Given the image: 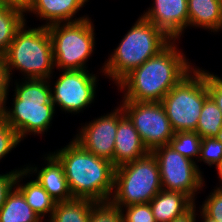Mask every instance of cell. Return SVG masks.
<instances>
[{"label": "cell", "instance_id": "obj_1", "mask_svg": "<svg viewBox=\"0 0 222 222\" xmlns=\"http://www.w3.org/2000/svg\"><path fill=\"white\" fill-rule=\"evenodd\" d=\"M175 42L177 43L171 41L116 85L124 94L122 100L161 102L164 96L196 67L188 61Z\"/></svg>", "mask_w": 222, "mask_h": 222}, {"label": "cell", "instance_id": "obj_2", "mask_svg": "<svg viewBox=\"0 0 222 222\" xmlns=\"http://www.w3.org/2000/svg\"><path fill=\"white\" fill-rule=\"evenodd\" d=\"M65 146L52 153L64 167L72 197L94 202L109 201L114 190L115 167L112 162L88 152L73 139Z\"/></svg>", "mask_w": 222, "mask_h": 222}, {"label": "cell", "instance_id": "obj_3", "mask_svg": "<svg viewBox=\"0 0 222 222\" xmlns=\"http://www.w3.org/2000/svg\"><path fill=\"white\" fill-rule=\"evenodd\" d=\"M21 80L16 79L14 83L13 108L5 106L4 118L23 141L28 135L47 133L56 109L51 96V78Z\"/></svg>", "mask_w": 222, "mask_h": 222}, {"label": "cell", "instance_id": "obj_4", "mask_svg": "<svg viewBox=\"0 0 222 222\" xmlns=\"http://www.w3.org/2000/svg\"><path fill=\"white\" fill-rule=\"evenodd\" d=\"M172 40L150 21L139 16L118 46L109 54L100 73L117 85L133 69L163 50Z\"/></svg>", "mask_w": 222, "mask_h": 222}, {"label": "cell", "instance_id": "obj_5", "mask_svg": "<svg viewBox=\"0 0 222 222\" xmlns=\"http://www.w3.org/2000/svg\"><path fill=\"white\" fill-rule=\"evenodd\" d=\"M26 25L27 21L16 31L4 55L9 86H13L14 69L20 71L22 79H49L55 69L48 28L44 25L29 28Z\"/></svg>", "mask_w": 222, "mask_h": 222}, {"label": "cell", "instance_id": "obj_6", "mask_svg": "<svg viewBox=\"0 0 222 222\" xmlns=\"http://www.w3.org/2000/svg\"><path fill=\"white\" fill-rule=\"evenodd\" d=\"M162 190L159 165L152 152L115 168L114 190L109 200L125 207L149 203Z\"/></svg>", "mask_w": 222, "mask_h": 222}, {"label": "cell", "instance_id": "obj_7", "mask_svg": "<svg viewBox=\"0 0 222 222\" xmlns=\"http://www.w3.org/2000/svg\"><path fill=\"white\" fill-rule=\"evenodd\" d=\"M208 97L207 70L196 66L161 101L173 131H196Z\"/></svg>", "mask_w": 222, "mask_h": 222}, {"label": "cell", "instance_id": "obj_8", "mask_svg": "<svg viewBox=\"0 0 222 222\" xmlns=\"http://www.w3.org/2000/svg\"><path fill=\"white\" fill-rule=\"evenodd\" d=\"M95 25L91 17L47 26L52 42L55 68L88 70L86 66L95 49Z\"/></svg>", "mask_w": 222, "mask_h": 222}, {"label": "cell", "instance_id": "obj_9", "mask_svg": "<svg viewBox=\"0 0 222 222\" xmlns=\"http://www.w3.org/2000/svg\"><path fill=\"white\" fill-rule=\"evenodd\" d=\"M151 152L159 165L162 189L184 193L196 203L197 193L205 186L199 165L170 145L159 146Z\"/></svg>", "mask_w": 222, "mask_h": 222}, {"label": "cell", "instance_id": "obj_10", "mask_svg": "<svg viewBox=\"0 0 222 222\" xmlns=\"http://www.w3.org/2000/svg\"><path fill=\"white\" fill-rule=\"evenodd\" d=\"M120 103L150 152L159 146L169 145L175 132L161 102L122 100Z\"/></svg>", "mask_w": 222, "mask_h": 222}, {"label": "cell", "instance_id": "obj_11", "mask_svg": "<svg viewBox=\"0 0 222 222\" xmlns=\"http://www.w3.org/2000/svg\"><path fill=\"white\" fill-rule=\"evenodd\" d=\"M89 70H62L51 84L52 102L63 112L77 114L94 103L98 77Z\"/></svg>", "mask_w": 222, "mask_h": 222}, {"label": "cell", "instance_id": "obj_12", "mask_svg": "<svg viewBox=\"0 0 222 222\" xmlns=\"http://www.w3.org/2000/svg\"><path fill=\"white\" fill-rule=\"evenodd\" d=\"M119 105L108 114L86 122L72 139L88 152L107 159L114 166V145L118 121L124 116Z\"/></svg>", "mask_w": 222, "mask_h": 222}, {"label": "cell", "instance_id": "obj_13", "mask_svg": "<svg viewBox=\"0 0 222 222\" xmlns=\"http://www.w3.org/2000/svg\"><path fill=\"white\" fill-rule=\"evenodd\" d=\"M147 9L141 16L172 41H179L188 29L187 0H154L152 6Z\"/></svg>", "mask_w": 222, "mask_h": 222}, {"label": "cell", "instance_id": "obj_14", "mask_svg": "<svg viewBox=\"0 0 222 222\" xmlns=\"http://www.w3.org/2000/svg\"><path fill=\"white\" fill-rule=\"evenodd\" d=\"M43 156L45 166L39 169L35 164H30L27 166L24 165V169L31 174V176L35 174V179L56 202L72 199L73 197L67 185L62 163L52 152Z\"/></svg>", "mask_w": 222, "mask_h": 222}, {"label": "cell", "instance_id": "obj_15", "mask_svg": "<svg viewBox=\"0 0 222 222\" xmlns=\"http://www.w3.org/2000/svg\"><path fill=\"white\" fill-rule=\"evenodd\" d=\"M87 2L89 0H33L25 15L35 14L37 18L46 21H43L46 27L56 23L76 22L89 17L88 14L76 17V13L85 7Z\"/></svg>", "mask_w": 222, "mask_h": 222}, {"label": "cell", "instance_id": "obj_16", "mask_svg": "<svg viewBox=\"0 0 222 222\" xmlns=\"http://www.w3.org/2000/svg\"><path fill=\"white\" fill-rule=\"evenodd\" d=\"M150 151L144 145L130 119L124 115L119 121L114 145V167L138 160Z\"/></svg>", "mask_w": 222, "mask_h": 222}, {"label": "cell", "instance_id": "obj_17", "mask_svg": "<svg viewBox=\"0 0 222 222\" xmlns=\"http://www.w3.org/2000/svg\"><path fill=\"white\" fill-rule=\"evenodd\" d=\"M189 27L210 32L222 30V0H187Z\"/></svg>", "mask_w": 222, "mask_h": 222}, {"label": "cell", "instance_id": "obj_18", "mask_svg": "<svg viewBox=\"0 0 222 222\" xmlns=\"http://www.w3.org/2000/svg\"><path fill=\"white\" fill-rule=\"evenodd\" d=\"M149 204L156 222H171L194 202L184 193L162 189Z\"/></svg>", "mask_w": 222, "mask_h": 222}, {"label": "cell", "instance_id": "obj_19", "mask_svg": "<svg viewBox=\"0 0 222 222\" xmlns=\"http://www.w3.org/2000/svg\"><path fill=\"white\" fill-rule=\"evenodd\" d=\"M28 175L30 177V174L25 169L18 171L15 179V187L22 193L27 204L42 220H44L47 215L50 219L55 208L56 201L47 193L36 179L21 184L20 182H22L23 179H26Z\"/></svg>", "mask_w": 222, "mask_h": 222}, {"label": "cell", "instance_id": "obj_20", "mask_svg": "<svg viewBox=\"0 0 222 222\" xmlns=\"http://www.w3.org/2000/svg\"><path fill=\"white\" fill-rule=\"evenodd\" d=\"M0 222H43L14 186L0 209Z\"/></svg>", "mask_w": 222, "mask_h": 222}, {"label": "cell", "instance_id": "obj_21", "mask_svg": "<svg viewBox=\"0 0 222 222\" xmlns=\"http://www.w3.org/2000/svg\"><path fill=\"white\" fill-rule=\"evenodd\" d=\"M96 202L84 198L56 202L48 222H89L92 207Z\"/></svg>", "mask_w": 222, "mask_h": 222}, {"label": "cell", "instance_id": "obj_22", "mask_svg": "<svg viewBox=\"0 0 222 222\" xmlns=\"http://www.w3.org/2000/svg\"><path fill=\"white\" fill-rule=\"evenodd\" d=\"M25 13L16 7L0 6V55L4 56L12 43L16 31L26 20Z\"/></svg>", "mask_w": 222, "mask_h": 222}, {"label": "cell", "instance_id": "obj_23", "mask_svg": "<svg viewBox=\"0 0 222 222\" xmlns=\"http://www.w3.org/2000/svg\"><path fill=\"white\" fill-rule=\"evenodd\" d=\"M222 129V111L208 97L201 110L196 131L202 138L216 137Z\"/></svg>", "mask_w": 222, "mask_h": 222}, {"label": "cell", "instance_id": "obj_24", "mask_svg": "<svg viewBox=\"0 0 222 222\" xmlns=\"http://www.w3.org/2000/svg\"><path fill=\"white\" fill-rule=\"evenodd\" d=\"M202 137L195 131L175 132L169 145L184 157L197 164Z\"/></svg>", "mask_w": 222, "mask_h": 222}, {"label": "cell", "instance_id": "obj_25", "mask_svg": "<svg viewBox=\"0 0 222 222\" xmlns=\"http://www.w3.org/2000/svg\"><path fill=\"white\" fill-rule=\"evenodd\" d=\"M202 161L208 166L219 165L222 162V142L215 137L202 138L197 163Z\"/></svg>", "mask_w": 222, "mask_h": 222}, {"label": "cell", "instance_id": "obj_26", "mask_svg": "<svg viewBox=\"0 0 222 222\" xmlns=\"http://www.w3.org/2000/svg\"><path fill=\"white\" fill-rule=\"evenodd\" d=\"M89 222H123L121 209L110 201L96 202L92 207Z\"/></svg>", "mask_w": 222, "mask_h": 222}, {"label": "cell", "instance_id": "obj_27", "mask_svg": "<svg viewBox=\"0 0 222 222\" xmlns=\"http://www.w3.org/2000/svg\"><path fill=\"white\" fill-rule=\"evenodd\" d=\"M20 143L17 132L5 121V118H0V160L9 152L11 153Z\"/></svg>", "mask_w": 222, "mask_h": 222}, {"label": "cell", "instance_id": "obj_28", "mask_svg": "<svg viewBox=\"0 0 222 222\" xmlns=\"http://www.w3.org/2000/svg\"><path fill=\"white\" fill-rule=\"evenodd\" d=\"M118 208L121 209L123 222H156L149 203Z\"/></svg>", "mask_w": 222, "mask_h": 222}, {"label": "cell", "instance_id": "obj_29", "mask_svg": "<svg viewBox=\"0 0 222 222\" xmlns=\"http://www.w3.org/2000/svg\"><path fill=\"white\" fill-rule=\"evenodd\" d=\"M199 210L209 219L222 222V190L213 189Z\"/></svg>", "mask_w": 222, "mask_h": 222}, {"label": "cell", "instance_id": "obj_30", "mask_svg": "<svg viewBox=\"0 0 222 222\" xmlns=\"http://www.w3.org/2000/svg\"><path fill=\"white\" fill-rule=\"evenodd\" d=\"M207 91L209 97L222 111V77L207 71Z\"/></svg>", "mask_w": 222, "mask_h": 222}, {"label": "cell", "instance_id": "obj_31", "mask_svg": "<svg viewBox=\"0 0 222 222\" xmlns=\"http://www.w3.org/2000/svg\"><path fill=\"white\" fill-rule=\"evenodd\" d=\"M22 169H24V167L19 169H13L5 174L4 173L0 174V209L5 203L7 194L15 186V179L18 171Z\"/></svg>", "mask_w": 222, "mask_h": 222}, {"label": "cell", "instance_id": "obj_32", "mask_svg": "<svg viewBox=\"0 0 222 222\" xmlns=\"http://www.w3.org/2000/svg\"><path fill=\"white\" fill-rule=\"evenodd\" d=\"M196 211V204L194 203L185 213L176 217L171 222H196L198 220L196 218L198 216L199 210L197 212Z\"/></svg>", "mask_w": 222, "mask_h": 222}, {"label": "cell", "instance_id": "obj_33", "mask_svg": "<svg viewBox=\"0 0 222 222\" xmlns=\"http://www.w3.org/2000/svg\"><path fill=\"white\" fill-rule=\"evenodd\" d=\"M9 90V77L5 66L4 56L0 55V91Z\"/></svg>", "mask_w": 222, "mask_h": 222}, {"label": "cell", "instance_id": "obj_34", "mask_svg": "<svg viewBox=\"0 0 222 222\" xmlns=\"http://www.w3.org/2000/svg\"><path fill=\"white\" fill-rule=\"evenodd\" d=\"M32 2L33 0H0L1 5L16 7L24 13L30 8Z\"/></svg>", "mask_w": 222, "mask_h": 222}, {"label": "cell", "instance_id": "obj_35", "mask_svg": "<svg viewBox=\"0 0 222 222\" xmlns=\"http://www.w3.org/2000/svg\"><path fill=\"white\" fill-rule=\"evenodd\" d=\"M8 91H0V118H4L5 116V106L8 100Z\"/></svg>", "mask_w": 222, "mask_h": 222}, {"label": "cell", "instance_id": "obj_36", "mask_svg": "<svg viewBox=\"0 0 222 222\" xmlns=\"http://www.w3.org/2000/svg\"><path fill=\"white\" fill-rule=\"evenodd\" d=\"M216 170H217V175H218V179L219 182H221V184L219 183V187H215L216 189L222 190V162L216 166Z\"/></svg>", "mask_w": 222, "mask_h": 222}, {"label": "cell", "instance_id": "obj_37", "mask_svg": "<svg viewBox=\"0 0 222 222\" xmlns=\"http://www.w3.org/2000/svg\"><path fill=\"white\" fill-rule=\"evenodd\" d=\"M200 212V218H202V222H216V221H213V220H211V219H209V218H207L201 211H199Z\"/></svg>", "mask_w": 222, "mask_h": 222}, {"label": "cell", "instance_id": "obj_38", "mask_svg": "<svg viewBox=\"0 0 222 222\" xmlns=\"http://www.w3.org/2000/svg\"><path fill=\"white\" fill-rule=\"evenodd\" d=\"M218 141L222 142V129L220 130V133L215 137Z\"/></svg>", "mask_w": 222, "mask_h": 222}]
</instances>
